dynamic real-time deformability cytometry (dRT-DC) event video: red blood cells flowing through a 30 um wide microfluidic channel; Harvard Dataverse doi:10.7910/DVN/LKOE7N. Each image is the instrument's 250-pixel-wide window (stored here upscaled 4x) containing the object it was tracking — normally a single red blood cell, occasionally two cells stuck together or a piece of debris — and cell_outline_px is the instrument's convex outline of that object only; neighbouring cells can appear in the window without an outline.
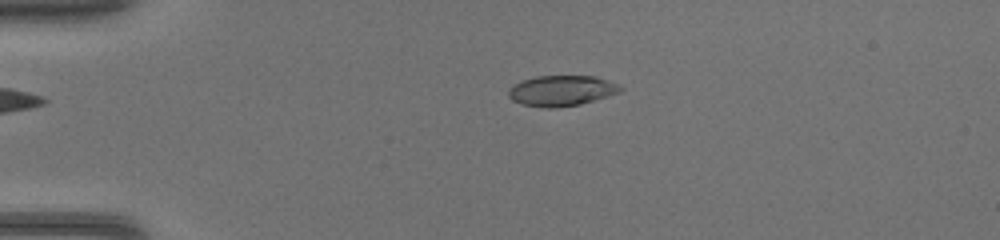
{"species": "common noctule bat (a hibernating species)", "species_latin": "Nyctalus noctula", "temperature_condition": "warm", "stored_images_in_passage": 36, "camera_frame_rate_fps": 3000, "um_per_image_px": 0.085, "animal": {"sex": "female", "body_mass_g": 17.0, "forearm_length_mm": 48.0}, "frame": {"image": 1, "passage_image": 1, "time_ms": 0.0, "image_size_px": [1000, 240], "cell_outline_px": [[624, 88], [608, 96], [580, 104], [556, 108], [548, 108], [524, 104], [512, 100], [508, 96], [508, 88], [524, 80], [536, 76], [596, 76], [620, 84]], "centroid_in_image_um": [47.74, 7.7], "position_along_channel_um": 37.3, "area_um2": 19.77}}
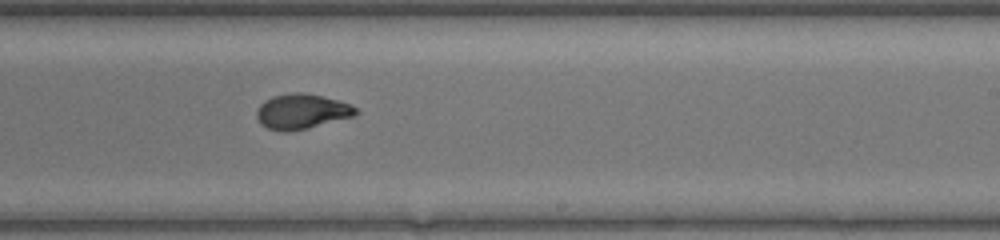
{"frame": {"image": 2, "passage_image": 19, "time_ms": 6.0, "image_size_px": [1000, 240], "cell_outline_px": [[360, 112], [352, 116], [308, 128], [288, 132], [284, 132], [268, 128], [260, 124], [256, 116], [256, 112], [260, 104], [264, 100], [272, 96], [292, 92], [304, 92], [336, 100], [348, 104], [356, 108]], "centroid_in_image_um": [25.59, 9.47], "position_along_channel_um": 263.4, "area_um2": 20.11}}
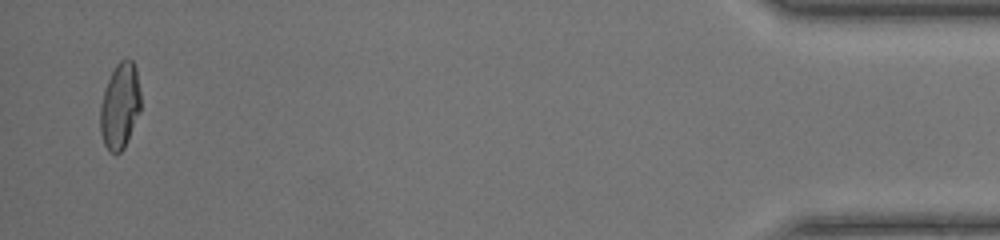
{"frame": {"image": 3, "passage_image": 35, "time_ms": 11.333, "image_size_px": [1000, 240], "cell_outline_px": [[140, 112], [124, 148], [120, 152], [108, 152], [104, 144], [100, 132], [100, 104], [108, 80], [116, 64], [124, 56], [132, 60], [136, 68], [140, 92]], "centroid_in_image_um": [10.19, 8.99], "position_along_channel_um": 425.0, "area_um2": 20.35}}